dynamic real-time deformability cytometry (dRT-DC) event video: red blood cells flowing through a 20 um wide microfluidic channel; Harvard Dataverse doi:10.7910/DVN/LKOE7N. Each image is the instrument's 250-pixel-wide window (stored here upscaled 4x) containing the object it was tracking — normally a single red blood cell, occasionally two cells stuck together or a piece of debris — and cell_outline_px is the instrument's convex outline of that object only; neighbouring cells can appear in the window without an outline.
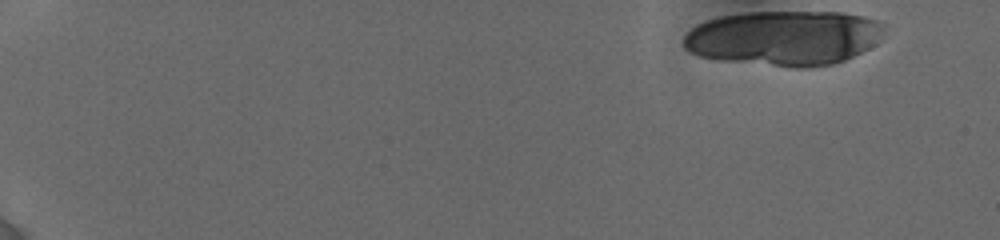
{"species": "human", "species_latin": "Homo sapiens", "temperature_condition": "cold", "stored_images_in_passage": 19, "camera_frame_rate_fps": 3000, "um_per_image_px": 0.085, "donor": {"sex": "female"}, "frame": {"image": 1, "passage_image": 1, "time_ms": 0.0, "image_size_px": [1000, 240], "cell_outline_px": [[884, 28], [876, 44], [844, 60], [832, 64], [808, 68], [788, 68], [724, 60], [700, 56], [684, 48], [684, 36], [696, 24], [720, 16], [744, 12], [840, 12], [860, 16], [876, 20], [884, 24]], "centroid_in_image_um": [66.64, 3.23], "position_along_channel_um": 18.4, "area_um2": 64.22}}
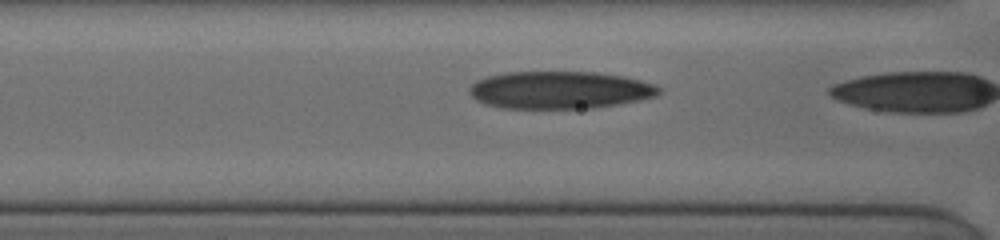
{"frame": {"image": 2, "passage_image": 18, "time_ms": 6.667, "image_size_px": [1000, 240], "cell_outline_px": [[660, 92], [656, 96], [640, 100], [592, 108], [500, 108], [484, 104], [476, 100], [468, 92], [468, 88], [476, 80], [484, 76], [504, 72], [596, 72], [624, 76], [656, 84], [660, 88]], "centroid_in_image_um": [47.54, 7.64], "position_along_channel_um": 119.1, "area_um2": 41.73}}